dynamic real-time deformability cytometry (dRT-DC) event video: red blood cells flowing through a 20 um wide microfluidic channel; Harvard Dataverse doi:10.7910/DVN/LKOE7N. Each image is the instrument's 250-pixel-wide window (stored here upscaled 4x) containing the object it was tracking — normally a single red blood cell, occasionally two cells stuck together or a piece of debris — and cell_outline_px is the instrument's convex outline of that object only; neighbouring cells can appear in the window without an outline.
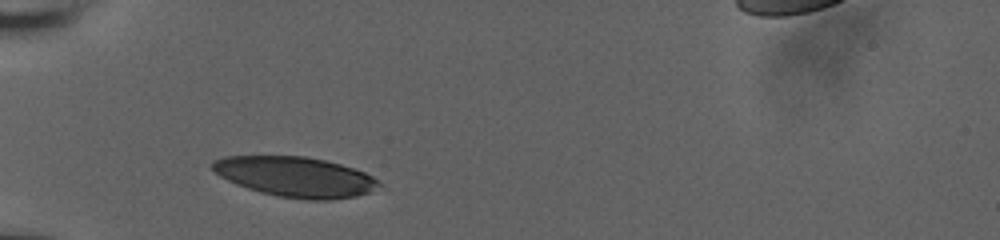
{"species": "human", "species_latin": "Homo sapiens", "temperature_condition": "room temperature", "stored_images_in_passage": 28, "camera_frame_rate_fps": 3000, "um_per_image_px": 0.085, "donor": {"sex": "male"}, "frame": {"image": 1, "passage_image": 1, "time_ms": 0.0, "image_size_px": [1000, 240], "cell_outline_px": [[380, 184], [368, 192], [356, 196], [332, 200], [308, 200], [280, 196], [260, 192], [236, 184], [220, 176], [208, 164], [212, 160], [224, 156], [304, 156], [324, 160], [340, 164], [364, 172], [372, 176]], "centroid_in_image_um": [25.05, 15.02], "position_along_channel_um": 60.0, "area_um2": 38.67}}
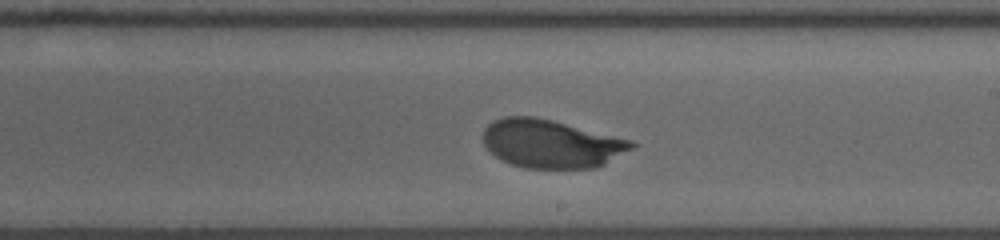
{"frame": {"image": 2, "passage_image": 16, "time_ms": 5.0, "image_size_px": [1000, 240], "cell_outline_px": [[636, 144], [632, 148], [604, 164], [596, 168], [524, 168], [500, 160], [484, 144], [484, 128], [492, 120], [504, 116], [536, 116], [632, 140]], "centroid_in_image_um": [46.83, 12.21], "position_along_channel_um": 242.2, "area_um2": 41.67}}
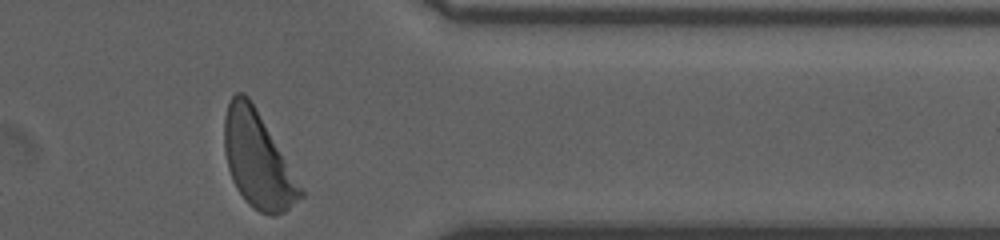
{"frame": {"image": 3, "passage_image": 28, "time_ms": 9.0, "image_size_px": [1000, 240], "cell_outline_px": [[304, 196], [284, 212], [276, 216], [272, 216], [260, 212], [252, 208], [244, 200], [236, 188], [232, 180], [228, 168], [224, 152], [224, 116], [228, 100], [236, 92], [244, 92], [248, 96], [256, 108], [304, 192]], "centroid_in_image_um": [21.86, 13.6], "position_along_channel_um": 389.5, "area_um2": 42.14}, "authors_computed_cell_mechanics": {"area_um2": 42.3096, "velocity_mm_per_s": 3.8988, "shape_relaxation_time_tau1_ms": 1.9747, "shape_relaxation_time_tau2_ms": null, "deformation_change_tau1": 0.1574, "deformation_change_tau2": null}}